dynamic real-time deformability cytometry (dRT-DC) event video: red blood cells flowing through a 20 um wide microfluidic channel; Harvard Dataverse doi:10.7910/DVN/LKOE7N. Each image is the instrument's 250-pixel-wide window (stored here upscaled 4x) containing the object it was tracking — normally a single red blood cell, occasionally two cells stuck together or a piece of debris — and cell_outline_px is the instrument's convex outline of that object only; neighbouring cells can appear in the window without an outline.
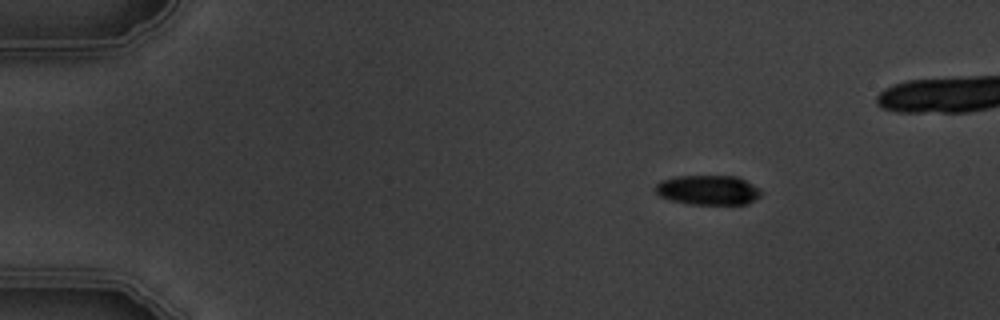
{"species": "common noctule bat (a hibernating species)", "species_latin": "Nyctalus noctula", "temperature_condition": "warm", "stored_images_in_passage": 4, "camera_frame_rate_fps": 3000, "um_per_image_px": 0.085, "animal": {"sex": "male", "body_mass_g": 19.5, "forearm_length_mm": 54.6}, "frame": {"image": 1, "passage_image": 1, "time_ms": 0.0, "image_size_px": [1000, 320], "cell_outline_px": [[760, 196], [748, 204], [688, 204], [668, 200], [660, 196], [652, 188], [660, 180], [676, 176], [736, 176], [760, 188]], "centroid_in_image_um": [60.13, 16.15], "position_along_channel_um": 24.9, "area_um2": 18.44}}